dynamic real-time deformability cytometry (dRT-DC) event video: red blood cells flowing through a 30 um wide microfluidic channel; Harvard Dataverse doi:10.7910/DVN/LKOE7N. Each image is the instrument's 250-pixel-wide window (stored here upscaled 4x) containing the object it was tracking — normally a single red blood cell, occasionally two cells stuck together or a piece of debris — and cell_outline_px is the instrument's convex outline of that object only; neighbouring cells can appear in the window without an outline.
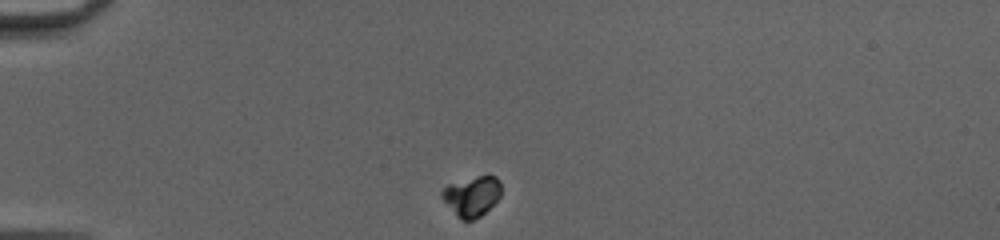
{"species": "common noctule bat (a hibernating species)", "species_latin": "Nyctalus noctula", "temperature_condition": "cold", "stored_images_in_passage": 39, "camera_frame_rate_fps": 3000, "um_per_image_px": 0.085, "animal": {"sex": "female", "body_mass_g": 20.0, "forearm_length_mm": 54.0}, "frame": {"image": 1, "passage_image": 1, "time_ms": 0.0, "image_size_px": [1000, 240], "cell_outline_px": [[500, 196], [480, 216], [472, 220], [460, 220], [456, 216], [440, 196], [440, 192], [448, 184], [476, 176], [496, 176], [500, 180]], "centroid_in_image_um": [40.08, 16.67], "position_along_channel_um": 44.9, "area_um2": 13.7}}
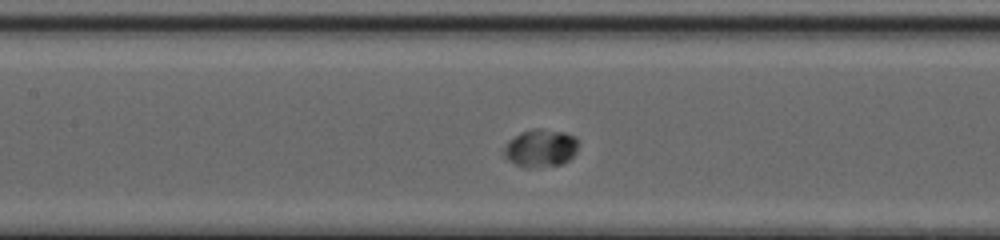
{"frame": {"image": 2, "passage_image": 13, "time_ms": 4.0, "image_size_px": [1000, 240], "cell_outline_px": [[580, 144], [576, 152], [568, 160], [560, 164], [528, 168], [516, 164], [508, 160], [500, 152], [508, 140], [520, 132], [532, 128], [540, 128], [564, 132], [576, 136], [580, 140]], "centroid_in_image_um": [45.94, 12.56], "position_along_channel_um": 161.5, "area_um2": 16.76}}
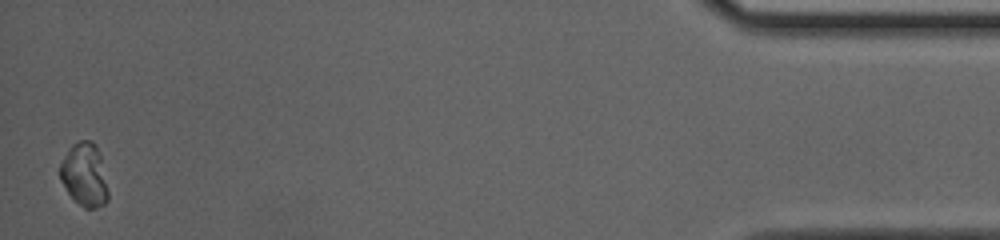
{"frame": {"image": 3, "passage_image": 39, "time_ms": 12.667, "image_size_px": [1000, 240], "cell_outline_px": [[108, 200], [104, 204], [96, 208], [84, 208], [68, 192], [60, 180], [60, 164], [68, 148], [72, 144], [80, 140], [92, 140], [96, 144], [100, 156], [108, 192]], "centroid_in_image_um": [7.17, 14.83], "position_along_channel_um": 428.0, "area_um2": 17.57}}